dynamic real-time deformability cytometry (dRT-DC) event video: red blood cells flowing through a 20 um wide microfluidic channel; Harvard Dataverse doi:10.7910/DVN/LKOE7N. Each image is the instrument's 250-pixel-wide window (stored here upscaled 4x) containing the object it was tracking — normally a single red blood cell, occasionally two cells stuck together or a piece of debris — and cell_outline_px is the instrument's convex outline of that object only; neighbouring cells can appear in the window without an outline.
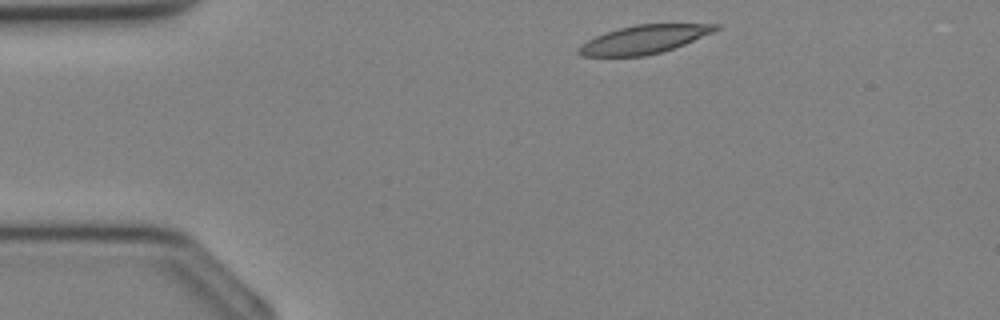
{"species": "Egyptian fruit bat (a non-hibernating species)", "species_latin": "Rousettus aegyptiacus", "temperature_condition": "cold", "stored_images_in_passage": 5, "camera_frame_rate_fps": 3000, "um_per_image_px": 0.085, "animal": {"sex": "female"}, "frame": {"image": 1, "passage_image": 2, "time_ms": 0.333, "image_size_px": [1000, 320], "cell_outline_px": [[720, 28], [712, 32], [684, 44], [660, 52], [644, 56], [580, 56], [576, 52], [588, 40], [604, 32], [636, 24], [720, 24]], "centroid_in_image_um": [54.73, 3.35], "position_along_channel_um": 30.3, "area_um2": 22.25}}